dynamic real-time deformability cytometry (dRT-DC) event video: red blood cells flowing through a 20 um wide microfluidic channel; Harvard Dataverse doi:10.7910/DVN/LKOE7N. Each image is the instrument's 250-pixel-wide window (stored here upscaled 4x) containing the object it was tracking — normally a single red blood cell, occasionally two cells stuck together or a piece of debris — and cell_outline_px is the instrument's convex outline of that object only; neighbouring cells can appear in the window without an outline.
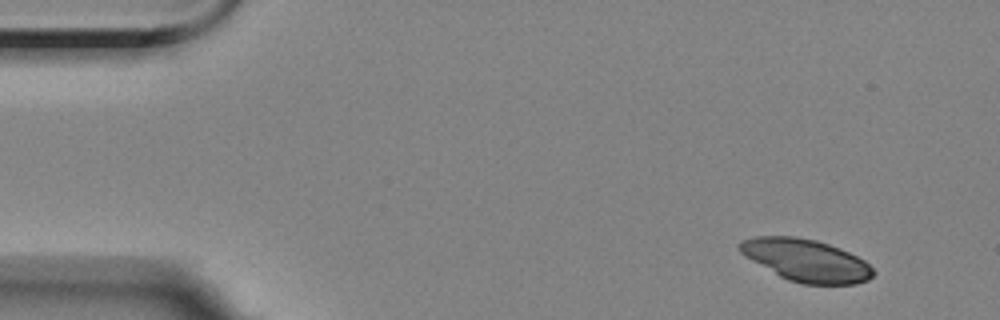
{"species": "Egyptian fruit bat (a non-hibernating species)", "species_latin": "Rousettus aegyptiacus", "temperature_condition": "room temperature", "stored_images_in_passage": 4, "camera_frame_rate_fps": 3000, "um_per_image_px": 0.085, "animal": {"sex": "female"}, "frame": {"image": 1, "passage_image": 1, "time_ms": 0.0, "image_size_px": [1000, 320], "cell_outline_px": [[876, 272], [868, 280], [856, 284], [804, 284], [788, 280], [780, 276], [744, 256], [740, 252], [736, 244], [740, 240], [756, 236], [796, 236], [816, 240], [840, 248], [864, 260]], "centroid_in_image_um": [68.49, 22.12], "position_along_channel_um": 16.5, "area_um2": 32.95}}